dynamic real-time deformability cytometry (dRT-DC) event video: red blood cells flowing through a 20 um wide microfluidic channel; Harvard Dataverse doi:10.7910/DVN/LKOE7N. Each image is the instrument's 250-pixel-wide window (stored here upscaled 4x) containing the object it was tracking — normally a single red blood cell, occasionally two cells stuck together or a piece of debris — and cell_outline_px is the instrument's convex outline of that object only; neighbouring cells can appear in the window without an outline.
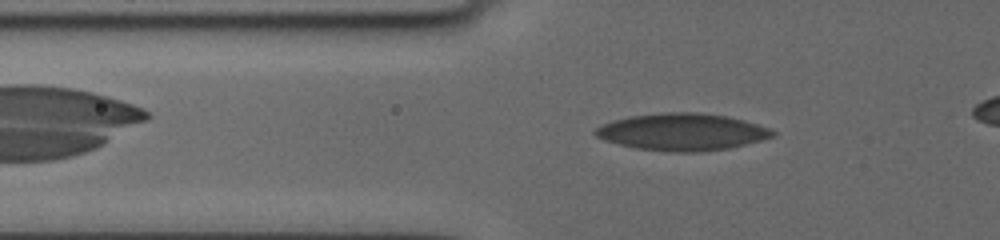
{"species": "human", "species_latin": "Homo sapiens", "temperature_condition": "cold", "stored_images_in_passage": 42, "camera_frame_rate_fps": 3000, "um_per_image_px": 0.085, "donor": {"sex": "female"}, "frame": {"image": 1, "passage_image": 2, "time_ms": 0.333, "image_size_px": [1000, 240], "cell_outline_px": [[776, 132], [772, 136], [760, 140], [728, 148], [696, 152], [668, 152], [636, 148], [604, 140], [596, 136], [592, 132], [596, 128], [612, 120], [632, 116], [664, 112], [696, 112], [724, 116], [744, 120], [768, 128]], "centroid_in_image_um": [57.94, 11.21], "position_along_channel_um": 67.9, "area_um2": 37.86}}
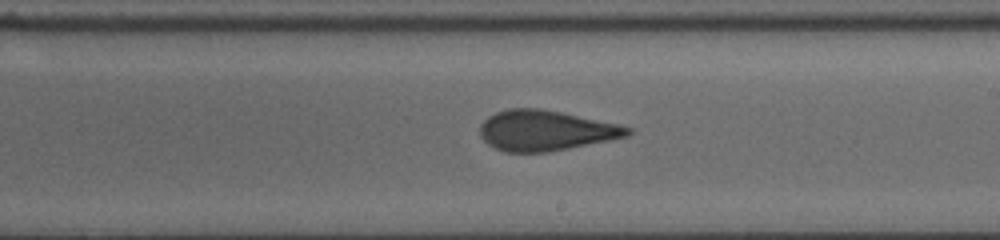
{"frame": {"image": 2, "passage_image": 18, "time_ms": 5.333, "image_size_px": [1000, 240], "cell_outline_px": [[632, 132], [628, 136], [548, 152], [504, 152], [488, 144], [480, 136], [480, 124], [488, 116], [496, 112], [508, 108], [540, 108], [620, 124], [632, 128]], "centroid_in_image_um": [46.35, 11.09], "position_along_channel_um": 242.6, "area_um2": 34.62}}
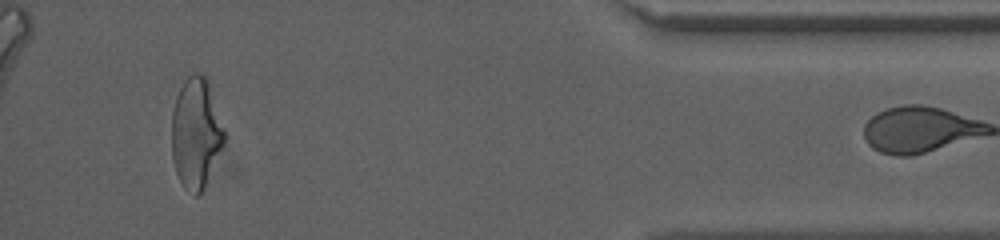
{"frame": {"image": 3, "passage_image": 40, "time_ms": 11.333, "image_size_px": [1000, 240], "cell_outline_px": [[228, 136], [204, 188], [196, 196], [192, 196], [184, 188], [176, 172], [172, 160], [172, 112], [176, 96], [184, 80], [192, 72], [196, 72], [204, 76], [208, 80]], "centroid_in_image_um": [16.68, 11.31], "position_along_channel_um": 418.5, "area_um2": 34.45}}